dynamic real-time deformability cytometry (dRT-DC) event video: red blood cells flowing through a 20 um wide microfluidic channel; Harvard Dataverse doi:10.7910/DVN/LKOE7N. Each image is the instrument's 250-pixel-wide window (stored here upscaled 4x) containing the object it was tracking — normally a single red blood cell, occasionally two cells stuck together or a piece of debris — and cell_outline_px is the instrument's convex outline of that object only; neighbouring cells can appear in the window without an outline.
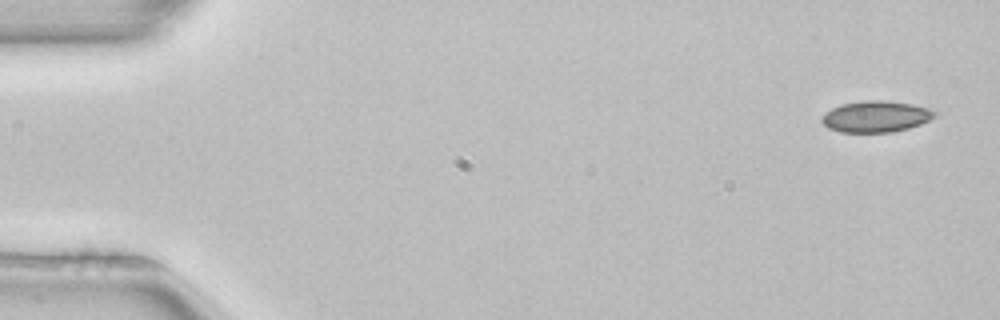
{"species": "common noctule bat (a hibernating species)", "species_latin": "Nyctalus noctula", "temperature_condition": "room temperature", "stored_images_in_passage": 3, "camera_frame_rate_fps": 3000, "um_per_image_px": 0.085, "animal": {"sex": "female", "body_mass_g": 22.7, "forearm_length_mm": 54.2}, "frame": {"image": 1, "passage_image": 1, "time_ms": 0.0, "image_size_px": [1000, 320], "cell_outline_px": [[940, 112], [936, 116], [920, 124], [908, 128], [892, 132], [840, 132], [828, 128], [820, 120], [820, 116], [824, 112], [840, 104], [864, 100], [884, 100], [912, 104], [928, 108]], "centroid_in_image_um": [74.43, 9.9], "position_along_channel_um": 10.6, "area_um2": 20.81}}